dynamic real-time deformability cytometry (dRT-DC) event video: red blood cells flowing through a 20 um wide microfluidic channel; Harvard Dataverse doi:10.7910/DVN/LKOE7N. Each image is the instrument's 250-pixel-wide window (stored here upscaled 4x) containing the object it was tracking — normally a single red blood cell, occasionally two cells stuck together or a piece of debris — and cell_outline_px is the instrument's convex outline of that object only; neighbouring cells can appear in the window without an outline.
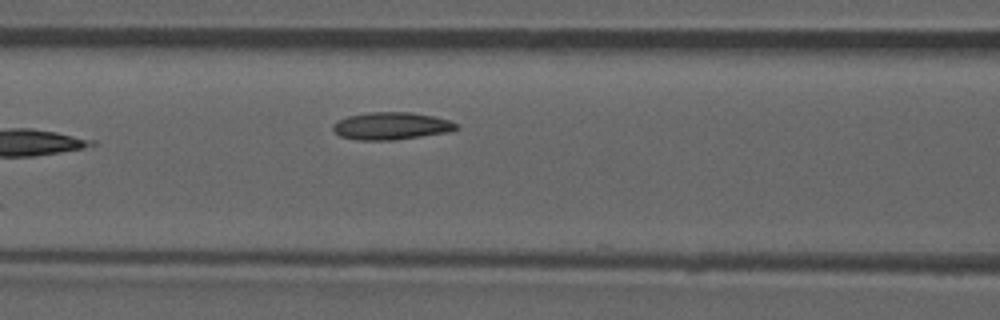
{"species": "common noctule bat (a hibernating species)", "species_latin": "Nyctalus noctula", "temperature_condition": "room temperature", "stored_images_in_passage": 8, "camera_frame_rate_fps": 3000, "um_per_image_px": 0.085, "animal": {"sex": "male", "forearm_length_mm": 52.5}, "frame": {"image": 1, "passage_image": 8, "time_ms": 8.0, "image_size_px": [1000, 320], "cell_outline_px": [[460, 128], [448, 132], [396, 140], [360, 140], [340, 136], [332, 128], [332, 124], [348, 116], [368, 112], [412, 112], [432, 116], [448, 120], [460, 124]], "centroid_in_image_um": [33.29, 10.7], "position_along_channel_um": 133.3, "area_um2": 19.71}}